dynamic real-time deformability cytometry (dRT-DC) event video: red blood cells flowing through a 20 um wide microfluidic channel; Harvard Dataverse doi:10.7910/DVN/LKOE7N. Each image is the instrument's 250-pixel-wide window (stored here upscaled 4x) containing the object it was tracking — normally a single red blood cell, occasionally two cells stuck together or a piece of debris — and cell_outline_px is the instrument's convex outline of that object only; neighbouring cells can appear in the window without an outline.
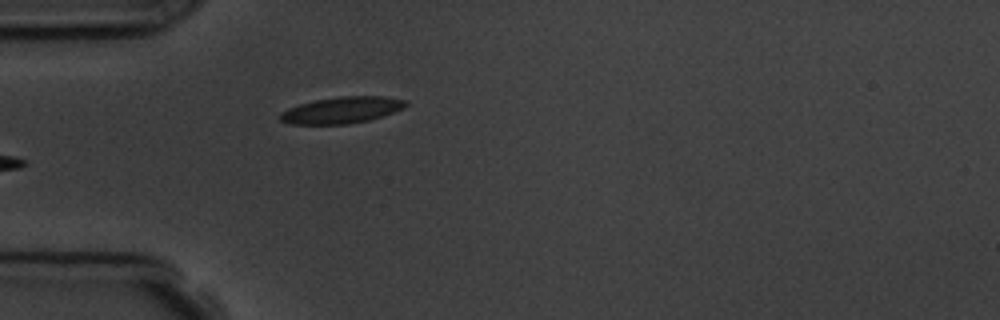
{"species": "common noctule bat (a hibernating species)", "species_latin": "Nyctalus noctula", "temperature_condition": "room temperature", "stored_images_in_passage": 6, "camera_frame_rate_fps": 3000, "um_per_image_px": 0.085, "animal": {"sex": "male", "body_mass_g": 19.5, "forearm_length_mm": 54.6}, "frame": {"image": 1, "passage_image": 6, "time_ms": 6.0, "image_size_px": [1000, 320], "cell_outline_px": [[408, 104], [404, 108], [368, 120], [348, 124], [292, 124], [280, 120], [280, 112], [288, 108], [300, 104], [316, 100], [340, 96], [384, 96], [408, 100]], "centroid_in_image_um": [29.06, 9.35], "position_along_channel_um": 55.9, "area_um2": 19.25}}